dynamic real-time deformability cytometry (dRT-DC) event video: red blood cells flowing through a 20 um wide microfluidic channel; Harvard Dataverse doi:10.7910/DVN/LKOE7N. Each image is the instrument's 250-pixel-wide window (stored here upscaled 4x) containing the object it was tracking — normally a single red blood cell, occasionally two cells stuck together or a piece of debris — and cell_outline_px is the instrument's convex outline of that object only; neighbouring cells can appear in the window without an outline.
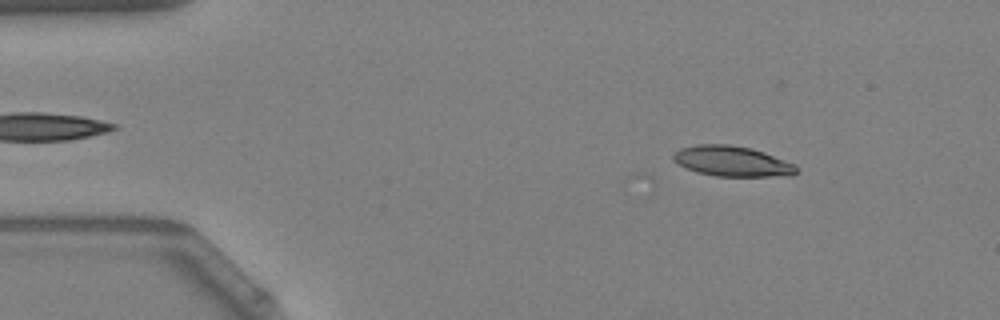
{"species": "Egyptian fruit bat (a non-hibernating species)", "species_latin": "Rousettus aegyptiacus", "temperature_condition": "warm", "stored_images_in_passage": 9, "camera_frame_rate_fps": 3000, "um_per_image_px": 0.085, "animal": {"sex": "female"}, "frame": {"image": 1, "passage_image": 7, "time_ms": 2.0, "image_size_px": [1000, 320], "cell_outline_px": [[800, 172], [792, 176], [716, 176], [696, 172], [672, 160], [672, 156], [680, 148], [696, 144], [728, 144], [752, 148], [764, 152], [796, 164]], "centroid_in_image_um": [62.29, 13.7], "position_along_channel_um": 22.7, "area_um2": 21.96}}